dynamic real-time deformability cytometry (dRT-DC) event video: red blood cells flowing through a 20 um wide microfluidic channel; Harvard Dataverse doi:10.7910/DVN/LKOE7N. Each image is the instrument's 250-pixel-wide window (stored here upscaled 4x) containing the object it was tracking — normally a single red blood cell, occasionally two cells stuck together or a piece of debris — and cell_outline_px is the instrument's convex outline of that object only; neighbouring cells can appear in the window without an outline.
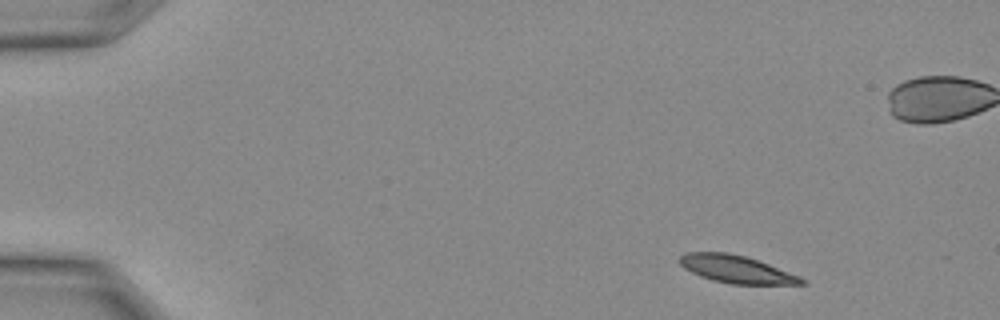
{"species": "Egyptian fruit bat (a non-hibernating species)", "species_latin": "Rousettus aegyptiacus", "temperature_condition": "warm", "stored_images_in_passage": 6, "camera_frame_rate_fps": 3000, "um_per_image_px": 0.085, "animal": {"sex": "female"}, "frame": {"image": 1, "passage_image": 1, "time_ms": 0.0, "image_size_px": [1000, 320], "cell_outline_px": [[808, 284], [732, 284], [712, 280], [700, 276], [684, 268], [680, 264], [680, 256], [684, 252], [728, 252], [744, 256], [768, 264], [800, 276], [808, 280]], "centroid_in_image_um": [62.61, 22.89], "position_along_channel_um": 22.4, "area_um2": 19.54}}